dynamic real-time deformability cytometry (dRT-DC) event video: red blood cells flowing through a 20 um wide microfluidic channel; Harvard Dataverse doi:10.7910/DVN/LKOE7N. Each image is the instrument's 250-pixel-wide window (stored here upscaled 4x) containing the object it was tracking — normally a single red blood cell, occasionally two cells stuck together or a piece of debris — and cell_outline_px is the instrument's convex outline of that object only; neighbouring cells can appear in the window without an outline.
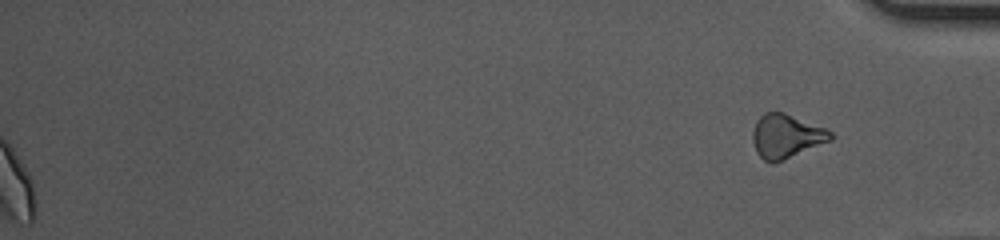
{"species": "common noctule bat (a hibernating species)", "species_latin": "Nyctalus noctula", "temperature_condition": "cold", "stored_images_in_passage": 43, "segment_of_instrument_passage": [2, 2], "camera_frame_rate_fps": 3000, "um_per_image_px": 0.085, "animal": {"sex": "female", "body_mass_g": 10.0, "forearm_length_mm": 53.1}, "frame": {"image": 1, "passage_image": 43, "time_ms": 14.0, "image_size_px": [1000, 240], "cell_outline_px": [[832, 140], [784, 160], [772, 164], [764, 160], [756, 152], [752, 140], [752, 132], [756, 120], [764, 112], [784, 112], [824, 128], [832, 132]], "centroid_in_image_um": [66.8, 11.59], "position_along_channel_um": 368.4, "area_um2": 19.94}}